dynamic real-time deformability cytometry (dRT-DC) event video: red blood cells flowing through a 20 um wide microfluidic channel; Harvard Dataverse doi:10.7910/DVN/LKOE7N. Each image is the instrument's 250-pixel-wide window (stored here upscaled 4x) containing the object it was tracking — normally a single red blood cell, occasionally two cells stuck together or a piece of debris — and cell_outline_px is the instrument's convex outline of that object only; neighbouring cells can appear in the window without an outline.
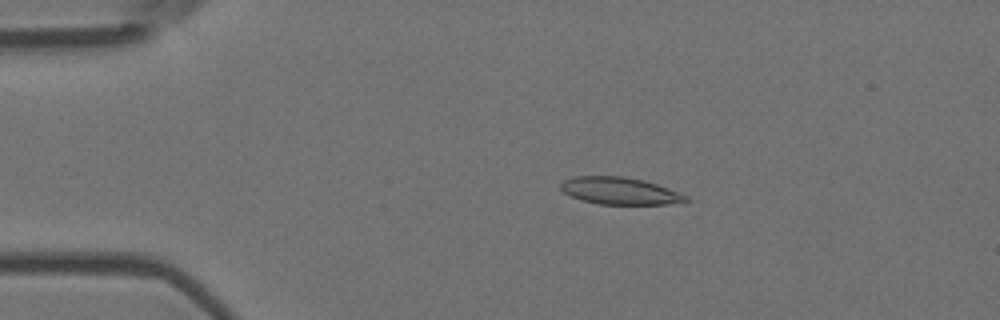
{"species": "Egyptian fruit bat (a non-hibernating species)", "species_latin": "Rousettus aegyptiacus", "temperature_condition": "room temperature", "stored_images_in_passage": 27, "camera_frame_rate_fps": 3000, "um_per_image_px": 0.085, "animal": {"sex": "female"}, "frame": {"image": 1, "passage_image": 3, "time_ms": 0.667, "image_size_px": [1000, 320], "cell_outline_px": [[692, 200], [684, 204], [600, 204], [584, 200], [572, 196], [564, 192], [560, 188], [560, 184], [564, 180], [572, 176], [624, 176], [644, 180], [668, 188], [688, 196]], "centroid_in_image_um": [52.76, 16.23], "position_along_channel_um": 32.2, "area_um2": 19.94}}
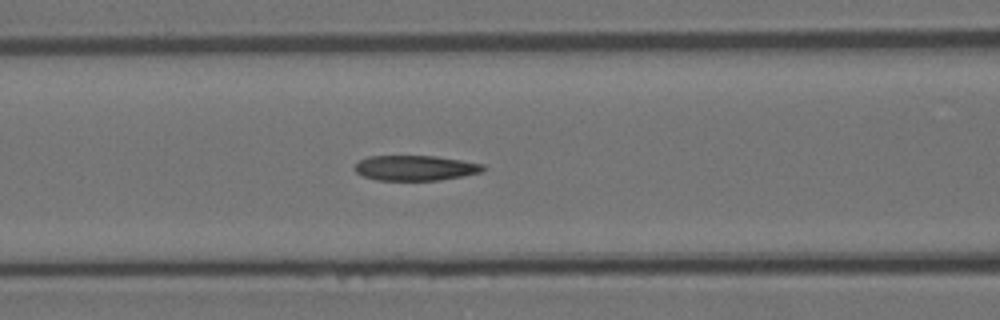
{"frame": {"image": 2, "passage_image": 15, "time_ms": 4.667, "image_size_px": [1000, 320], "cell_outline_px": [[484, 168], [480, 172], [440, 180], [376, 180], [364, 176], [356, 172], [352, 168], [360, 160], [368, 156], [436, 156], [484, 164]], "centroid_in_image_um": [35.25, 14.27], "position_along_channel_um": 131.3, "area_um2": 18.67}}
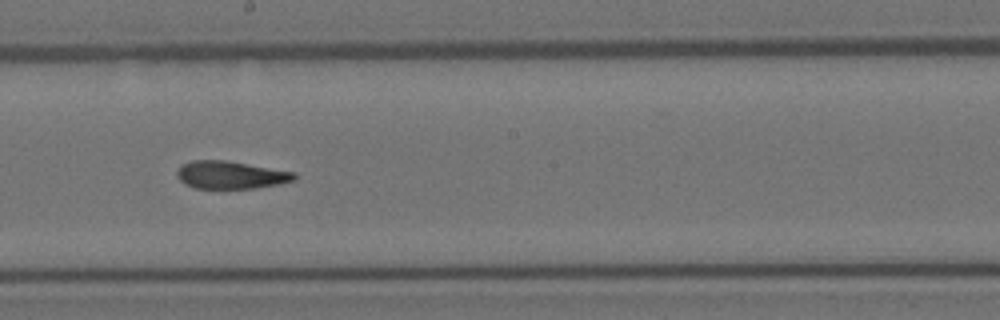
{"frame": {"image": 3, "passage_image": 23, "time_ms": 7.333, "image_size_px": [1000, 320], "cell_outline_px": [[296, 180], [280, 184], [256, 188], [196, 188], [184, 184], [176, 176], [176, 172], [184, 164], [192, 160], [224, 160], [296, 172]], "centroid_in_image_um": [19.63, 14.87], "position_along_channel_um": 228.6, "area_um2": 18.9}}